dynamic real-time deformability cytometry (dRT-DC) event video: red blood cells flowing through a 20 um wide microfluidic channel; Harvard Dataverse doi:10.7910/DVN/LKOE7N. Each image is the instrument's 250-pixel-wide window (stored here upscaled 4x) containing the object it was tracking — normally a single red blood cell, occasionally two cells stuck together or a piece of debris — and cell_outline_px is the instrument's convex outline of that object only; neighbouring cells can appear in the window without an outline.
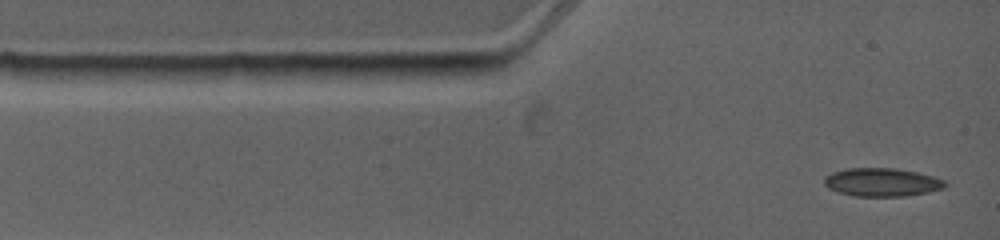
{"species": "common noctule bat (a hibernating species)", "species_latin": "Nyctalus noctula", "temperature_condition": "warm", "stored_images_in_passage": 3, "camera_frame_rate_fps": 4500, "um_per_image_px": 0.085, "animal": {"sex": "female", "body_mass_g": 19.0, "forearm_length_mm": 53.3}, "frame": {"image": 1, "passage_image": 1, "time_ms": 0.0, "image_size_px": [1000, 240], "cell_outline_px": [[948, 184], [944, 188], [928, 192], [904, 196], [852, 196], [836, 192], [828, 188], [824, 184], [824, 176], [832, 172], [848, 168], [896, 168], [916, 172], [932, 176], [944, 180]], "centroid_in_image_um": [74.93, 15.49], "position_along_channel_um": 10.1, "area_um2": 20.06}}
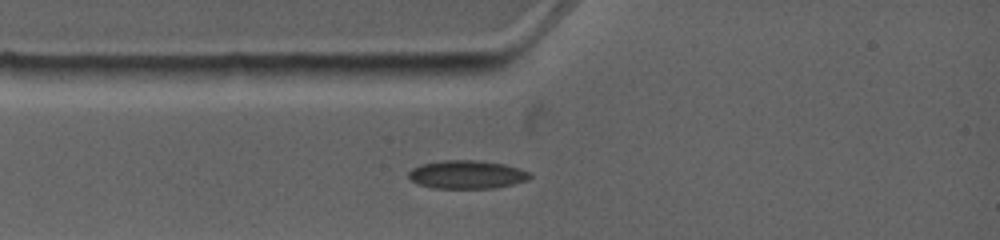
{"frame": {"image": 2, "passage_image": 3, "time_ms": 1.778, "image_size_px": [1000, 240], "cell_outline_px": [[532, 176], [528, 180], [496, 188], [432, 188], [416, 184], [408, 176], [408, 172], [412, 168], [420, 164], [444, 160], [476, 160], [504, 164], [528, 172]], "centroid_in_image_um": [39.64, 14.84], "position_along_channel_um": 45.4, "area_um2": 20.0}}